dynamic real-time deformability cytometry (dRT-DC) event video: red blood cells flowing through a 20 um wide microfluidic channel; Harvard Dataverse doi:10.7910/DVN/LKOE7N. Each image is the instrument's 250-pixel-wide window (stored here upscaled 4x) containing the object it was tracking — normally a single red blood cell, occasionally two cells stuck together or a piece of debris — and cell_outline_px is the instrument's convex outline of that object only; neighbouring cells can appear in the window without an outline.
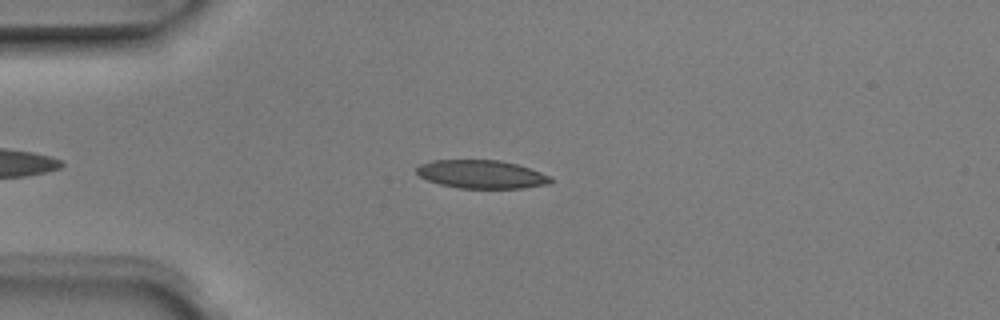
{"species": "Egyptian fruit bat (a non-hibernating species)", "species_latin": "Rousettus aegyptiacus", "temperature_condition": "room temperature", "stored_images_in_passage": 3, "camera_frame_rate_fps": 3000, "um_per_image_px": 0.085, "animal": {"sex": "male"}, "frame": {"image": 1, "passage_image": 2, "time_ms": 0.333, "image_size_px": [1000, 320], "cell_outline_px": [[552, 180], [548, 184], [524, 188], [460, 188], [440, 184], [428, 180], [420, 176], [416, 172], [416, 168], [420, 164], [432, 160], [500, 160], [516, 164], [552, 176]], "centroid_in_image_um": [40.92, 14.81], "position_along_channel_um": 44.1, "area_um2": 22.02}}
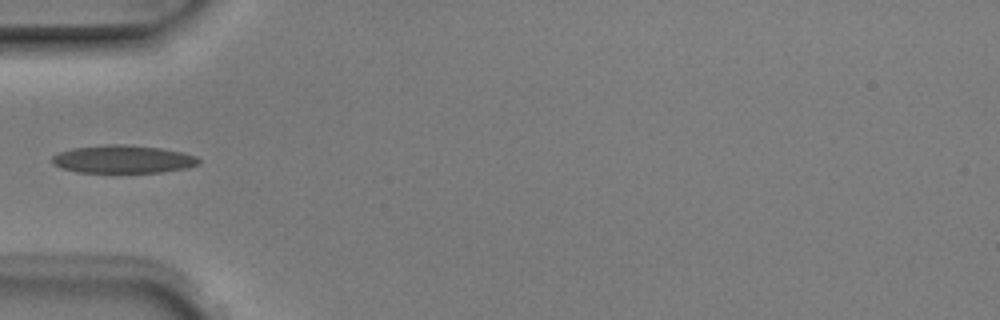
{"frame": {"image": 2, "passage_image": 3, "time_ms": 0.667, "image_size_px": [1000, 320], "cell_outline_px": [[200, 164], [188, 168], [160, 172], [80, 172], [60, 168], [52, 164], [52, 156], [60, 152], [72, 148], [108, 144], [124, 144], [160, 148], [184, 152], [196, 156], [200, 160]], "centroid_in_image_um": [10.47, 13.53], "position_along_channel_um": 74.5, "area_um2": 23.93}}